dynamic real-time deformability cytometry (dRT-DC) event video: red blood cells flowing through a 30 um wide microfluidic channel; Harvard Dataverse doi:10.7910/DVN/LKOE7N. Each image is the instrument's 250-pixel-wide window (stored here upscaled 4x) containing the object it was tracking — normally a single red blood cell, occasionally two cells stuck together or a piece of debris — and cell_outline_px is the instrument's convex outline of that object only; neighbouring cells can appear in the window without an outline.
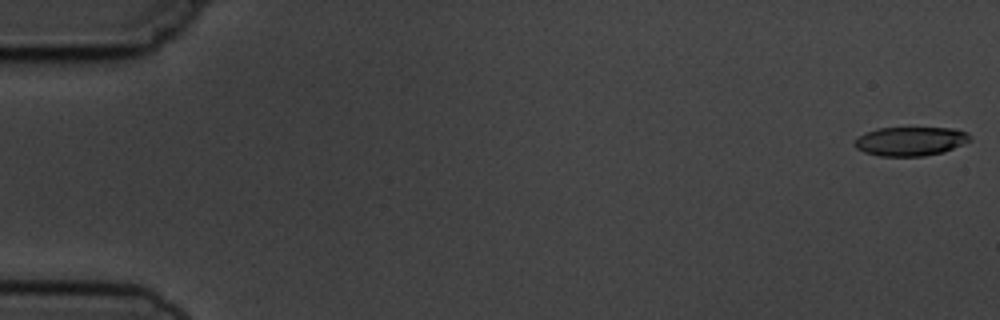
{"species": "common noctule bat (a hibernating species)", "species_latin": "Nyctalus noctula", "temperature_condition": "cold", "stored_images_in_passage": 4, "camera_frame_rate_fps": 3000, "um_per_image_px": 0.085, "animal": {"sex": "male", "body_mass_g": 19.5, "forearm_length_mm": 54.6}, "frame": {"image": 1, "passage_image": 1, "time_ms": 0.0, "image_size_px": [1000, 320], "cell_outline_px": [[972, 140], [964, 144], [944, 152], [924, 156], [880, 156], [864, 152], [856, 148], [852, 144], [860, 136], [868, 132], [880, 128], [952, 128], [968, 132], [972, 136]], "centroid_in_image_um": [77.44, 12.01], "position_along_channel_um": 7.6, "area_um2": 19.54}}